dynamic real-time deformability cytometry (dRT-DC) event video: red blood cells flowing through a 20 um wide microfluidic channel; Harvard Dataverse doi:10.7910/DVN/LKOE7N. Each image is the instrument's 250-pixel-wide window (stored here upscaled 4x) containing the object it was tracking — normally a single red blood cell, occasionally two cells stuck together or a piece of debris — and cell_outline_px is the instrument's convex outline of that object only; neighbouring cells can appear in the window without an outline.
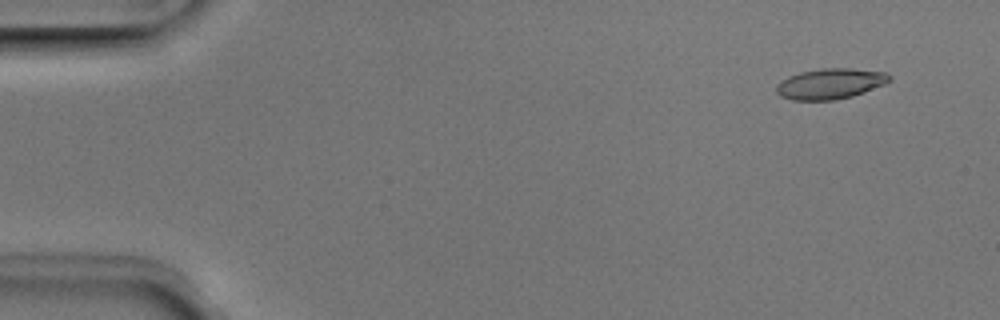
{"species": "Egyptian fruit bat (a non-hibernating species)", "species_latin": "Rousettus aegyptiacus", "temperature_condition": "room temperature", "stored_images_in_passage": 12, "camera_frame_rate_fps": 3000, "um_per_image_px": 0.085, "animal": {"sex": "male"}, "frame": {"image": 1, "passage_image": 4, "time_ms": 1.0, "image_size_px": [1000, 320], "cell_outline_px": [[892, 80], [884, 84], [864, 92], [852, 96], [832, 100], [792, 100], [780, 96], [776, 92], [776, 84], [788, 76], [800, 72], [820, 68], [852, 68], [888, 72], [892, 76]], "centroid_in_image_um": [70.58, 7.1], "position_along_channel_um": 14.4, "area_um2": 20.35}}